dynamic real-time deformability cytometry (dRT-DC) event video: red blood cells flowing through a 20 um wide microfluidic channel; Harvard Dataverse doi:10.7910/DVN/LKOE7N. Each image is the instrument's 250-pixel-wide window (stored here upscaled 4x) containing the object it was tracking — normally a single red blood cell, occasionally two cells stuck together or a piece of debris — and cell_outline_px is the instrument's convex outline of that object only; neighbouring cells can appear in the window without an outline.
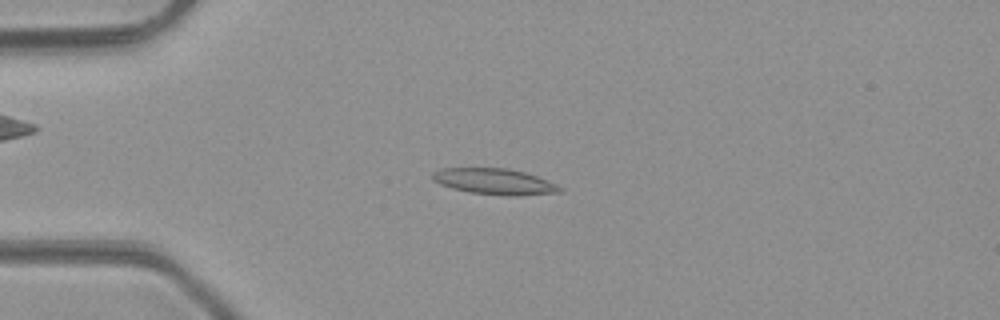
{"species": "common noctule bat (a hibernating species)", "species_latin": "Nyctalus noctula", "temperature_condition": "room temperature", "stored_images_in_passage": 49, "camera_frame_rate_fps": 3000, "um_per_image_px": 0.085, "animal": {"sex": "male", "body_mass_g": 23.1, "forearm_length_mm": 52.7}, "frame": {"image": 1, "passage_image": 13, "time_ms": 4.0, "image_size_px": [1000, 320], "cell_outline_px": [[564, 192], [516, 196], [512, 196], [468, 192], [452, 188], [440, 184], [432, 180], [432, 172], [440, 168], [508, 168], [524, 172], [536, 176], [556, 184], [564, 188]], "centroid_in_image_um": [42.04, 15.43], "position_along_channel_um": 43.0, "area_um2": 19.36}}
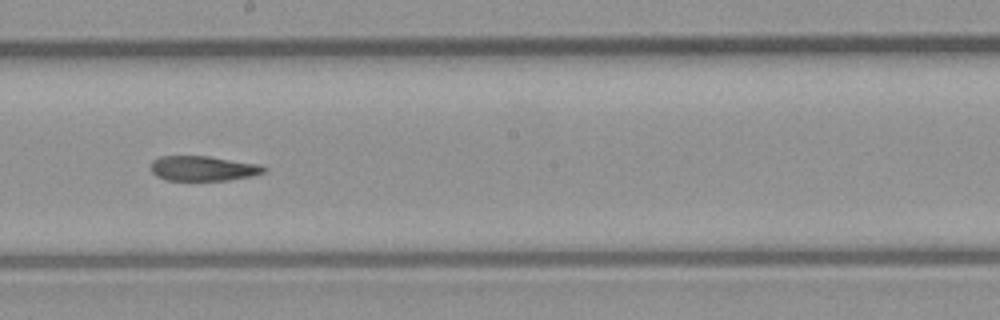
{"frame": {"image": 2, "passage_image": 28, "time_ms": 9.0, "image_size_px": [1000, 320], "cell_outline_px": [[268, 168], [264, 172], [252, 176], [228, 180], [164, 180], [156, 176], [152, 172], [152, 160], [160, 156], [208, 156], [260, 164]], "centroid_in_image_um": [17.27, 14.31], "position_along_channel_um": 230.9, "area_um2": 16.47}}
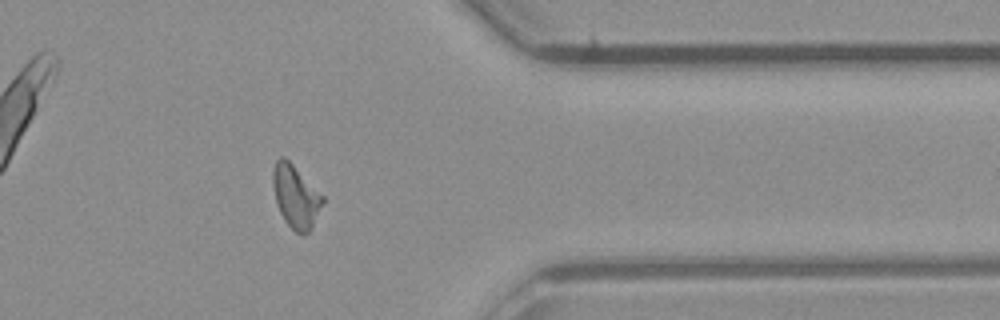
{"frame": {"image": 3, "passage_image": 40, "time_ms": 13.0, "image_size_px": [1000, 320], "cell_outline_px": [[324, 204], [312, 228], [304, 236], [296, 232], [284, 220], [280, 212], [276, 200], [272, 184], [272, 172], [276, 160], [280, 156], [284, 156], [324, 196]], "centroid_in_image_um": [25.15, 16.72], "position_along_channel_um": 386.3, "area_um2": 18.26}, "authors_computed_cell_mechanics": {"area_um2": 17.918, "velocity_mm_per_s": 4.2505, "shape_relaxation_time_tau1_ms": null, "shape_relaxation_time_tau2_ms": 3.951, "deformation_change_tau1": null, "deformation_change_tau2": 0.1249}}